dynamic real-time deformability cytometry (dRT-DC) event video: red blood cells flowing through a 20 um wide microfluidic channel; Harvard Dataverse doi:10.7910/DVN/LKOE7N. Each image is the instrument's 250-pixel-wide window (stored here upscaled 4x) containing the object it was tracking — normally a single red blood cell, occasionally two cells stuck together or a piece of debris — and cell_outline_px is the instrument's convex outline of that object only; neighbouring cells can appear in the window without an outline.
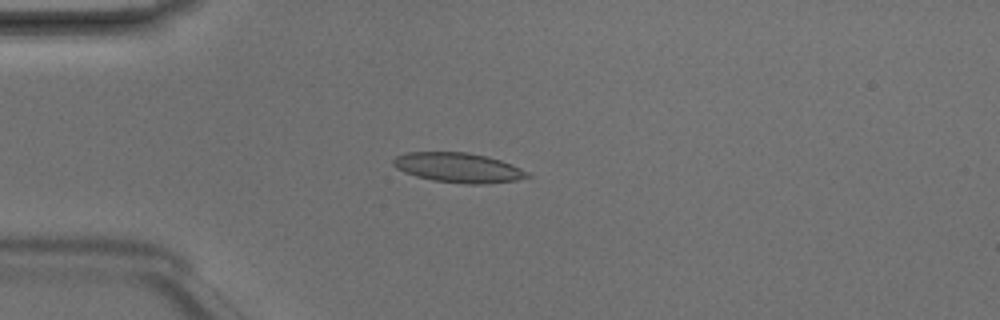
{"species": "Egyptian fruit bat (a non-hibernating species)", "species_latin": "Rousettus aegyptiacus", "temperature_condition": "room temperature", "stored_images_in_passage": 4, "camera_frame_rate_fps": 3000, "um_per_image_px": 0.085, "animal": {"sex": "male"}, "frame": {"image": 1, "passage_image": 3, "time_ms": 0.667, "image_size_px": [1000, 320], "cell_outline_px": [[532, 176], [516, 180], [480, 184], [464, 184], [432, 180], [416, 176], [404, 172], [396, 168], [392, 164], [392, 160], [396, 156], [408, 152], [468, 152], [488, 156], [512, 164], [528, 172]], "centroid_in_image_um": [38.95, 14.24], "position_along_channel_um": 46.1, "area_um2": 23.29}}